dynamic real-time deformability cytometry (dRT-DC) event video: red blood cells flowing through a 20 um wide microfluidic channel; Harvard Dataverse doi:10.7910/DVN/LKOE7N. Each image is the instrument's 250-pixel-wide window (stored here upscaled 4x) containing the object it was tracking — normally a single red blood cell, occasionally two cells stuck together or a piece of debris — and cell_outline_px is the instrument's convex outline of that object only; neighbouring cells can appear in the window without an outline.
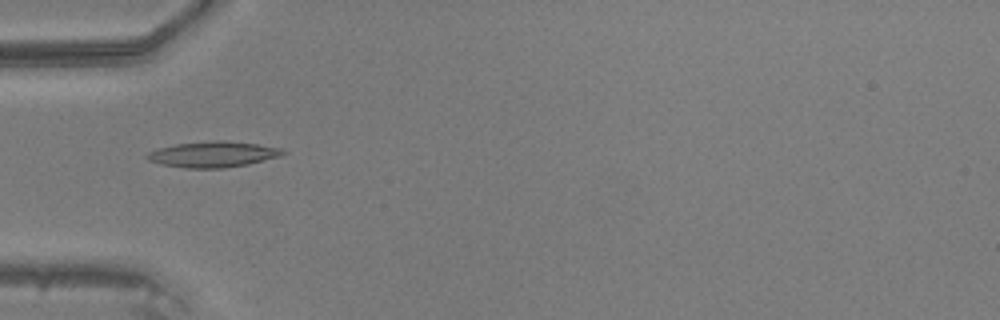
{"species": "common noctule bat (a hibernating species)", "species_latin": "Nyctalus noctula", "temperature_condition": "warm", "stored_images_in_passage": 32, "camera_frame_rate_fps": 3000, "um_per_image_px": 0.085, "animal": {"sex": "male", "body_mass_g": 20.5, "forearm_length_mm": 52.5}, "frame": {"image": 1, "passage_image": 7, "time_ms": 2.0, "image_size_px": [1000, 320], "cell_outline_px": [[288, 152], [280, 156], [248, 164], [224, 168], [184, 168], [160, 164], [148, 160], [144, 156], [148, 152], [160, 148], [176, 144], [212, 140], [220, 140], [256, 144], [280, 148]], "centroid_in_image_um": [18.08, 13.12], "position_along_channel_um": 66.9, "area_um2": 20.35}}
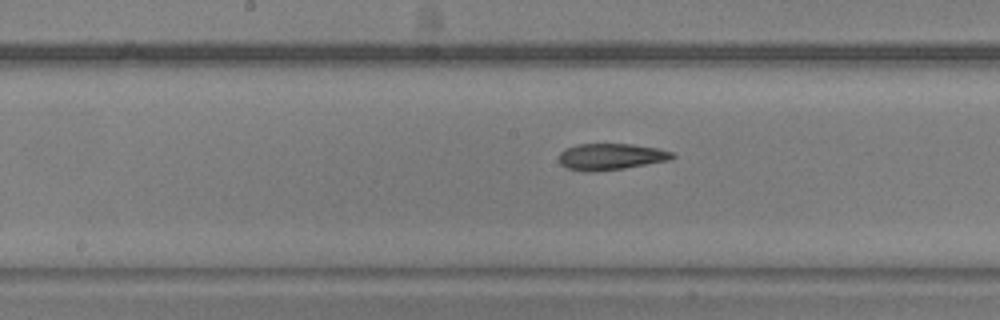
{"frame": {"image": 2, "passage_image": 16, "time_ms": 5.0, "image_size_px": [1000, 320], "cell_outline_px": [[676, 156], [672, 160], [624, 168], [592, 172], [584, 172], [568, 168], [560, 164], [560, 152], [564, 148], [576, 144], [632, 144], [656, 148], [672, 152]], "centroid_in_image_um": [51.92, 13.32], "position_along_channel_um": 196.3, "area_um2": 17.57}}
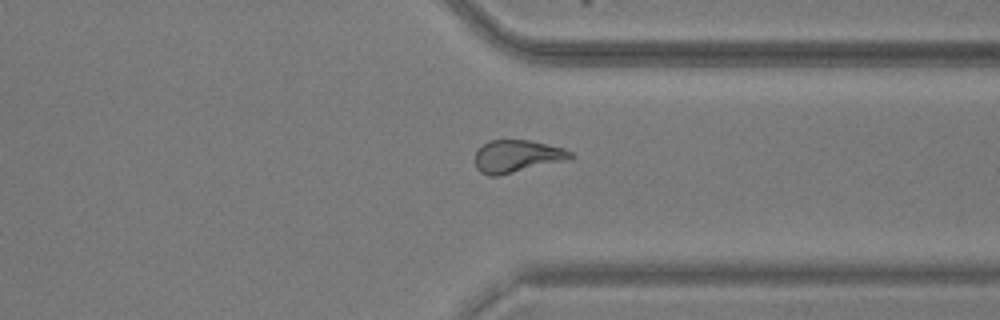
{"frame": {"image": 3, "passage_image": 28, "time_ms": 9.0, "image_size_px": [1000, 320], "cell_outline_px": [[576, 156], [572, 160], [496, 176], [488, 176], [480, 172], [476, 168], [476, 152], [488, 140], [528, 140], [564, 148], [572, 152]], "centroid_in_image_um": [44.01, 13.29], "position_along_channel_um": 367.4, "area_um2": 18.26}}